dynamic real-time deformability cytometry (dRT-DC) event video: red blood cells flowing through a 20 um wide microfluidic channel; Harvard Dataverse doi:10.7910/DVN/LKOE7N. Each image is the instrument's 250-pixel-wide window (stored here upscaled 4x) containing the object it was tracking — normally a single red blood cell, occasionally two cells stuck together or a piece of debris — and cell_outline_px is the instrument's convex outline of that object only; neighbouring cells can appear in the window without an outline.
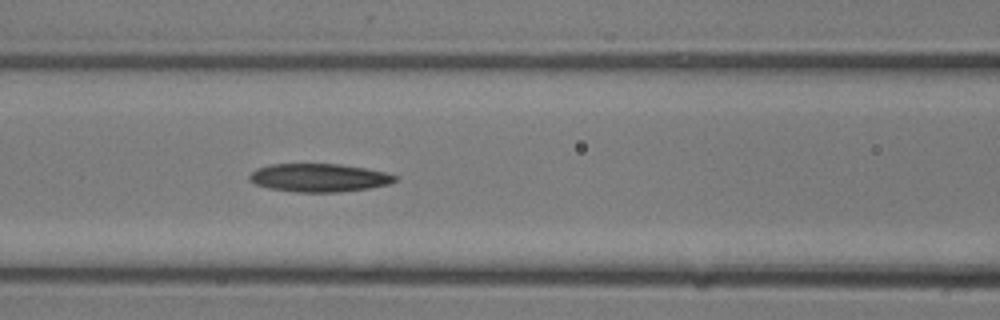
{"species": "common noctule bat (a hibernating species)", "species_latin": "Nyctalus noctula", "temperature_condition": "room temperature", "stored_images_in_passage": 11, "camera_frame_rate_fps": 3000, "um_per_image_px": 0.085, "animal": {"sex": "male", "body_mass_g": 13.3}, "frame": {"image": 1, "passage_image": 11, "time_ms": 3.333, "image_size_px": [1000, 320], "cell_outline_px": [[396, 180], [388, 184], [368, 188], [336, 192], [296, 192], [268, 188], [256, 184], [248, 180], [248, 176], [256, 168], [268, 164], [340, 164], [364, 168], [384, 172], [396, 176]], "centroid_in_image_um": [27.05, 15.1], "position_along_channel_um": 139.6, "area_um2": 23.81}}